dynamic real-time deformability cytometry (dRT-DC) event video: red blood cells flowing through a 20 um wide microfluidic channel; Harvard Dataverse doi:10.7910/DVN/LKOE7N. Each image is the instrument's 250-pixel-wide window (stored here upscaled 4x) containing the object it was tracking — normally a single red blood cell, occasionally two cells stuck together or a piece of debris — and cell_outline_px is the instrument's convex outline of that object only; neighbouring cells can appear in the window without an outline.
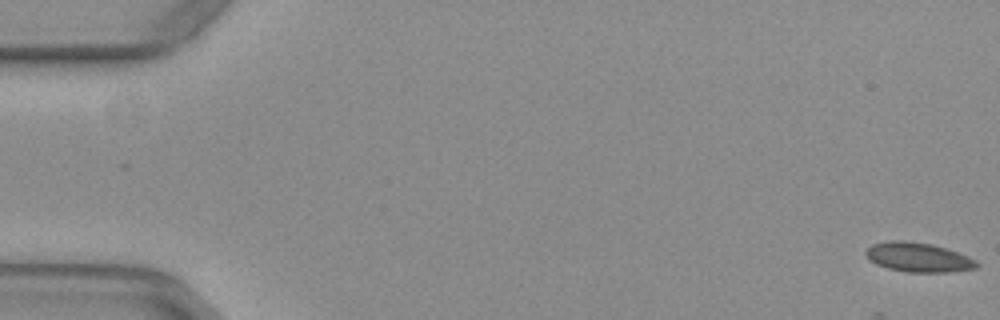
{"species": "common noctule bat (a hibernating species)", "species_latin": "Nyctalus noctula", "temperature_condition": "warm", "stored_images_in_passage": 6, "camera_frame_rate_fps": 3000, "um_per_image_px": 0.085, "animal": {"sex": "female", "body_mass_g": 29.2, "forearm_length_mm": 56.3}, "frame": {"image": 1, "passage_image": 1, "time_ms": 0.0, "image_size_px": [1000, 320], "cell_outline_px": [[980, 264], [976, 268], [948, 272], [908, 272], [888, 268], [876, 264], [864, 252], [872, 244], [888, 240], [904, 240], [932, 244], [968, 256], [976, 260]], "centroid_in_image_um": [78.06, 21.86], "position_along_channel_um": 6.9, "area_um2": 18.84}}